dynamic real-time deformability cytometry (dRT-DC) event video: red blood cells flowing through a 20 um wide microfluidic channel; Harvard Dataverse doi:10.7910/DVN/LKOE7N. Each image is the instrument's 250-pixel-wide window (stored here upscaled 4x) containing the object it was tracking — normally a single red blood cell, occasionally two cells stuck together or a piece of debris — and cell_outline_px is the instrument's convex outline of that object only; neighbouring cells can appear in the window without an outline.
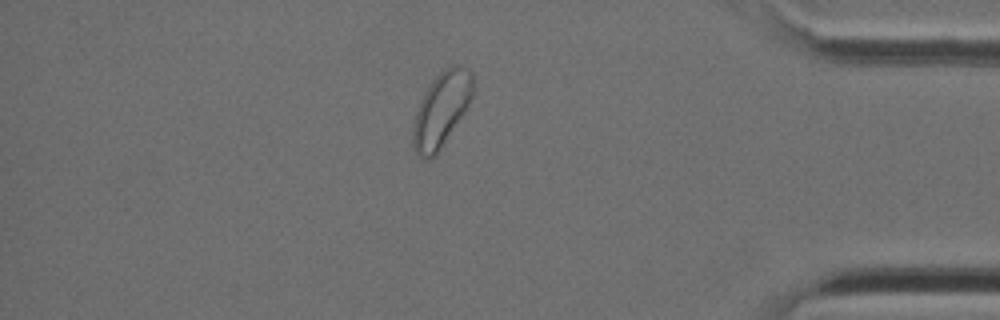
{"species": "Egyptian fruit bat (a non-hibernating species)", "species_latin": "Rousettus aegyptiacus", "temperature_condition": "cold", "stored_images_in_passage": 45, "camera_frame_rate_fps": 3000, "um_per_image_px": 0.085, "animal": {"sex": "female"}, "frame": {"image": 1, "passage_image": 39, "time_ms": 12.667, "image_size_px": [1000, 320], "cell_outline_px": [[472, 96], [468, 108], [436, 156], [428, 160], [420, 160], [416, 156], [412, 144], [412, 124], [420, 100], [424, 92], [432, 80], [444, 68], [452, 64], [460, 64], [468, 68], [472, 72]], "centroid_in_image_um": [37.49, 9.35], "position_along_channel_um": 397.7, "area_um2": 26.76}}